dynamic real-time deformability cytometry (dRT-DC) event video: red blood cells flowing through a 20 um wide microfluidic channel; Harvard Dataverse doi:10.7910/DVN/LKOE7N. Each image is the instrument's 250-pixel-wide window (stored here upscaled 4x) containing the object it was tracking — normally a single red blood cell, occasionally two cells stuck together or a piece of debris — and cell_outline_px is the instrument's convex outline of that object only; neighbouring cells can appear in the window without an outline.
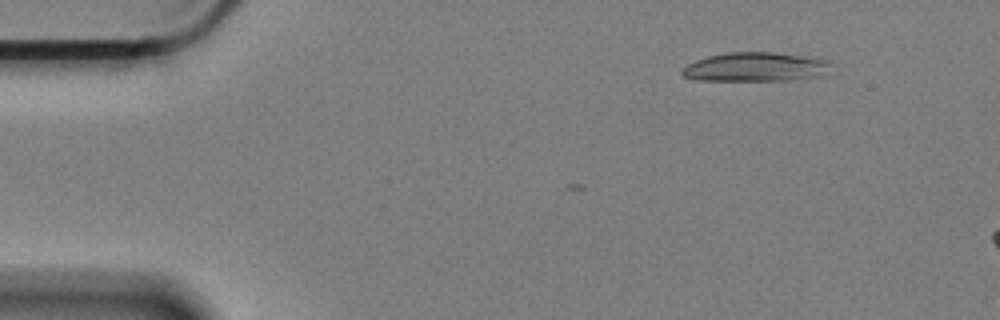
{"species": "Egyptian fruit bat (a non-hibernating species)", "species_latin": "Rousettus aegyptiacus", "temperature_condition": "cold", "stored_images_in_passage": 6, "camera_frame_rate_fps": 3000, "um_per_image_px": 0.085, "animal": {"sex": "female"}, "frame": {"image": 1, "passage_image": 1, "time_ms": 0.0, "image_size_px": [1000, 320], "cell_outline_px": [[836, 64], [824, 76], [792, 80], [692, 80], [680, 76], [680, 72], [688, 64], [696, 60], [708, 56], [728, 52], [776, 52], [816, 56], [832, 60]], "centroid_in_image_um": [64.36, 5.68], "position_along_channel_um": 20.6, "area_um2": 26.18}}